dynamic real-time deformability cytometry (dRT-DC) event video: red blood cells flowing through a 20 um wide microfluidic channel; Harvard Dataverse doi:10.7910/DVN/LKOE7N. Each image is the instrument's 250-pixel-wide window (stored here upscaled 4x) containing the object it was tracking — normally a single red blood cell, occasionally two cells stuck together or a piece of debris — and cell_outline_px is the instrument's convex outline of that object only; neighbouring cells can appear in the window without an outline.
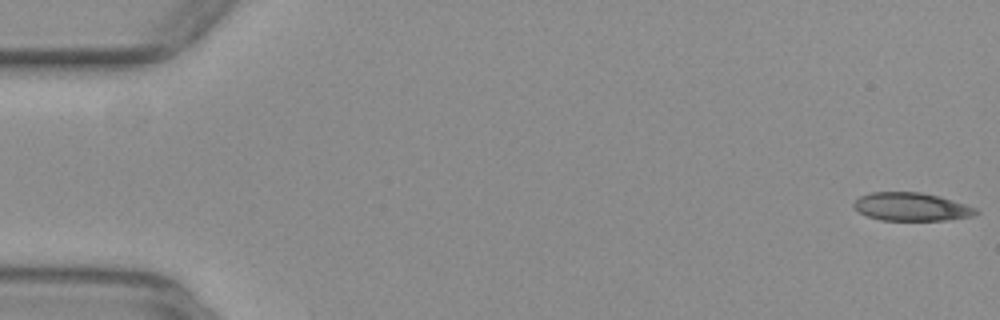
{"species": "common noctule bat (a hibernating species)", "species_latin": "Nyctalus noctula", "temperature_condition": "warm", "stored_images_in_passage": 13, "camera_frame_rate_fps": 3000, "um_per_image_px": 0.085, "animal": {"sex": "female", "body_mass_g": 29.2, "forearm_length_mm": 56.3}, "frame": {"image": 1, "passage_image": 1, "time_ms": 0.0, "image_size_px": [1000, 320], "cell_outline_px": [[980, 212], [972, 216], [944, 220], [880, 220], [868, 216], [860, 212], [852, 204], [860, 196], [872, 192], [920, 192], [940, 196], [976, 208]], "centroid_in_image_um": [77.47, 17.57], "position_along_channel_um": 7.5, "area_um2": 19.88}}